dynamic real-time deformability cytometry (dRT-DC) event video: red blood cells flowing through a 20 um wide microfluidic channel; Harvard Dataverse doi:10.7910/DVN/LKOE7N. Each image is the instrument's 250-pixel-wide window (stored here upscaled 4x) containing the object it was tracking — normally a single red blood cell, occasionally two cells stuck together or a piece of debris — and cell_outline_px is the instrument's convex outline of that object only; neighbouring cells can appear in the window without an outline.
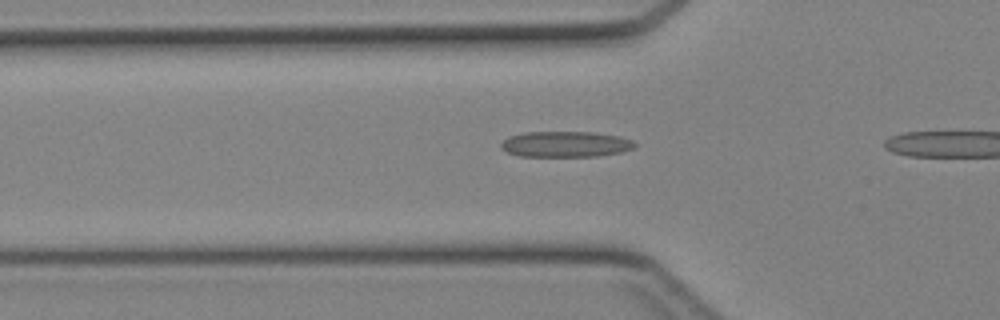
{"species": "Egyptian fruit bat (a non-hibernating species)", "species_latin": "Rousettus aegyptiacus", "temperature_condition": "cold", "stored_images_in_passage": 6, "camera_frame_rate_fps": 3000, "um_per_image_px": 0.085, "animal": {"sex": "female"}, "frame": {"image": 1, "passage_image": 5, "time_ms": 1.333, "image_size_px": [1000, 320], "cell_outline_px": [[636, 148], [620, 152], [600, 156], [520, 156], [508, 152], [500, 148], [500, 144], [508, 136], [524, 132], [592, 132], [620, 136], [632, 140], [636, 144]], "centroid_in_image_um": [48.08, 12.25], "position_along_channel_um": 77.7, "area_um2": 20.17}}